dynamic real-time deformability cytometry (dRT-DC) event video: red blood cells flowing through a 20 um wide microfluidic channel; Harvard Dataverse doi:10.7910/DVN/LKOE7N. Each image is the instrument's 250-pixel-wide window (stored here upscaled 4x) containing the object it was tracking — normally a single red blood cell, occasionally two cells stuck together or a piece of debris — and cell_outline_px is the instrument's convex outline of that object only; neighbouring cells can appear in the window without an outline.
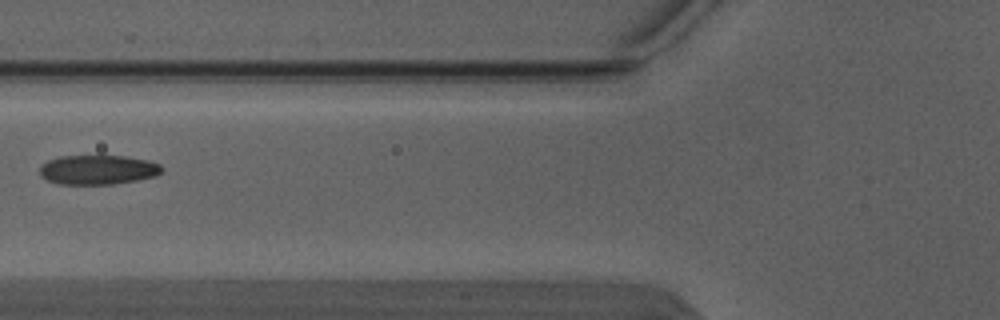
{"species": "Egyptian fruit bat (a non-hibernating species)", "species_latin": "Rousettus aegyptiacus", "temperature_condition": "warm", "stored_images_in_passage": 6, "camera_frame_rate_fps": 3000, "um_per_image_px": 0.085, "animal": {"sex": "male"}, "frame": {"image": 1, "passage_image": 5, "time_ms": 1.333, "image_size_px": [1000, 320], "cell_outline_px": [[164, 168], [156, 176], [136, 180], [112, 184], [60, 184], [48, 180], [40, 176], [40, 164], [48, 160], [60, 156], [124, 156], [148, 160], [160, 164]], "centroid_in_image_um": [8.31, 14.42], "position_along_channel_um": 117.5, "area_um2": 20.98}}
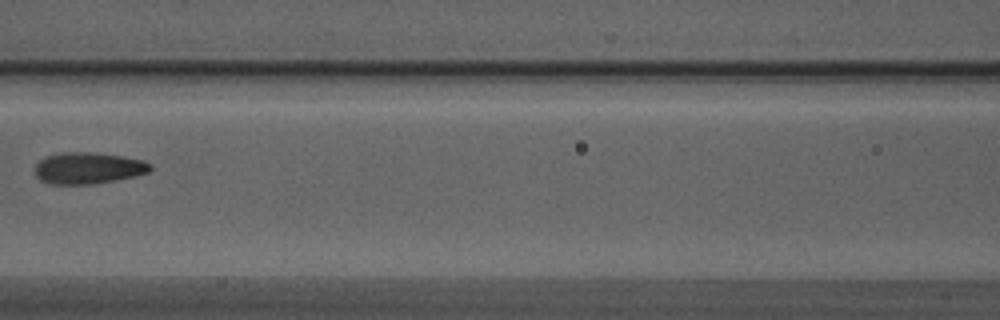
{"frame": {"image": 2, "passage_image": 6, "time_ms": 1.667, "image_size_px": [1000, 320], "cell_outline_px": [[152, 168], [148, 172], [116, 180], [92, 184], [48, 184], [40, 180], [36, 176], [36, 164], [44, 156], [64, 152], [88, 152], [120, 156], [144, 160], [152, 164]], "centroid_in_image_um": [7.47, 14.29], "position_along_channel_um": 159.1, "area_um2": 21.1}}